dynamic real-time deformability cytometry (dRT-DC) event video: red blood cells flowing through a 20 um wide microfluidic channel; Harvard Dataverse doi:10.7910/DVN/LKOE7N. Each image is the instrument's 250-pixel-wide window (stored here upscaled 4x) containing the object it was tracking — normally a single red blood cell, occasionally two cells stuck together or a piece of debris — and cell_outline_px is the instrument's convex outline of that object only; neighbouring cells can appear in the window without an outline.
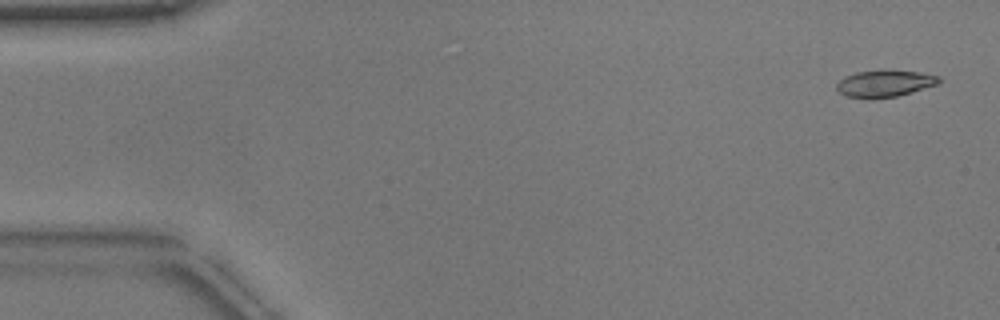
{"species": "common noctule bat (a hibernating species)", "species_latin": "Nyctalus noctula", "temperature_condition": "warm", "stored_images_in_passage": 53, "camera_frame_rate_fps": 3000, "um_per_image_px": 0.085, "animal": {"sex": "male", "body_mass_g": 17.9}, "frame": {"image": 1, "passage_image": 2, "time_ms": 0.333, "image_size_px": [1000, 320], "cell_outline_px": [[940, 80], [936, 84], [912, 92], [896, 96], [864, 100], [844, 96], [836, 88], [836, 84], [844, 76], [856, 72], [920, 72], [940, 76]], "centroid_in_image_um": [75.13, 7.15], "position_along_channel_um": 9.9, "area_um2": 15.61}}
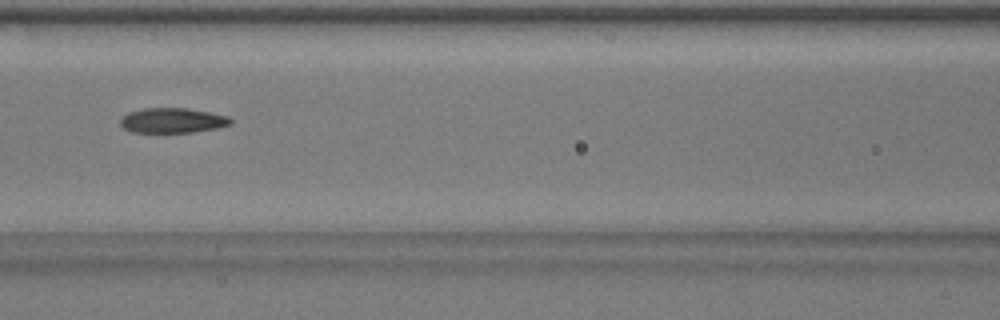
{"frame": {"image": 2, "passage_image": 23, "time_ms": 7.333, "image_size_px": [1000, 320], "cell_outline_px": [[232, 124], [216, 128], [192, 132], [132, 132], [124, 128], [120, 124], [120, 120], [128, 112], [144, 108], [188, 108], [228, 116], [232, 120]], "centroid_in_image_um": [14.66, 10.23], "position_along_channel_um": 151.9, "area_um2": 15.95}}
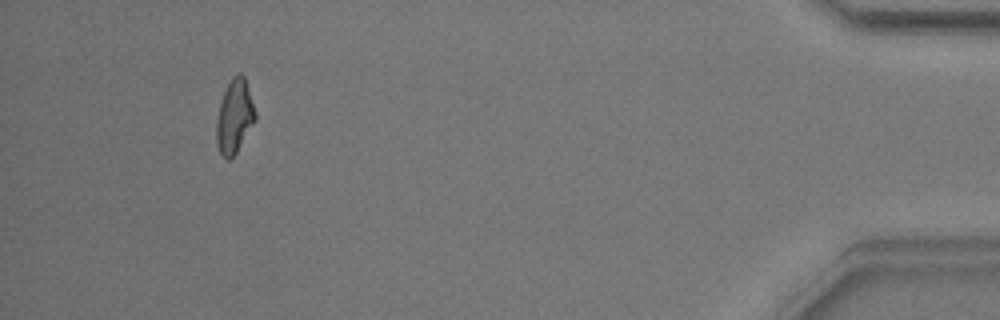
{"frame": {"image": 3, "passage_image": 49, "time_ms": 16.0, "image_size_px": [1000, 320], "cell_outline_px": [[256, 120], [236, 152], [228, 160], [220, 156], [216, 144], [216, 120], [220, 104], [224, 92], [232, 76], [236, 72], [240, 72], [244, 76], [256, 112]], "centroid_in_image_um": [19.92, 9.91], "position_along_channel_um": 415.3, "area_um2": 16.7}, "authors_computed_cell_mechanics": {"area_um2": 16.5308, "velocity_mm_per_s": 3.8292, "shape_relaxation_time_tau1_ms": 8.0335, "shape_relaxation_time_tau2_ms": 3.3917, "deformation_change_tau1": 0.2159, "deformation_change_tau2": 0.0949}}